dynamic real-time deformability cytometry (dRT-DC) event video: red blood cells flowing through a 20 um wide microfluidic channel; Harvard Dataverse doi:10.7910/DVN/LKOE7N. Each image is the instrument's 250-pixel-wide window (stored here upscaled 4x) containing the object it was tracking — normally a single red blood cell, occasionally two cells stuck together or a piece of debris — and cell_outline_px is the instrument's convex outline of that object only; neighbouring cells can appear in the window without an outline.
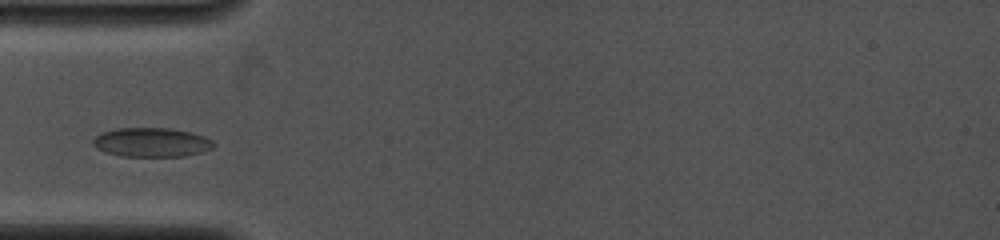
{"species": "common noctule bat (a hibernating species)", "species_latin": "Nyctalus noctula", "temperature_condition": "cold", "stored_images_in_passage": 6, "camera_frame_rate_fps": 4000, "um_per_image_px": 0.085, "animal": {"sex": "female", "body_mass_g": 19.0, "forearm_length_mm": 53.3}, "frame": {"image": 1, "passage_image": 4, "time_ms": 2.0, "image_size_px": [1000, 240], "cell_outline_px": [[216, 144], [212, 148], [204, 152], [184, 156], [120, 156], [104, 152], [96, 148], [92, 144], [92, 140], [100, 132], [116, 128], [172, 128], [192, 132], [204, 136], [212, 140]], "centroid_in_image_um": [12.88, 12.09], "position_along_channel_um": 72.1, "area_um2": 20.81}}
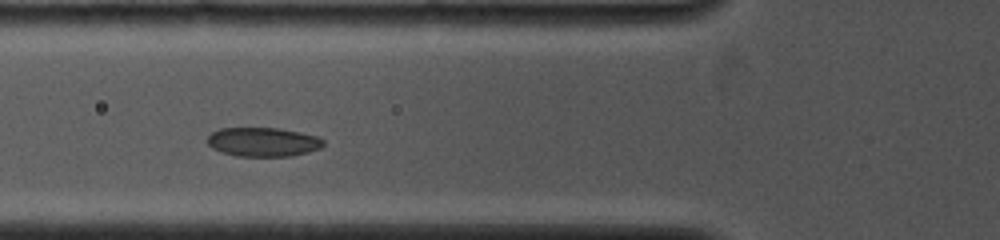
{"frame": {"image": 2, "passage_image": 5, "time_ms": 2.75, "image_size_px": [1000, 240], "cell_outline_px": [[324, 144], [320, 148], [308, 152], [292, 156], [236, 156], [220, 152], [212, 148], [208, 144], [208, 136], [212, 132], [220, 128], [280, 128], [300, 132], [316, 136], [324, 140]], "centroid_in_image_um": [22.35, 12.07], "position_along_channel_um": 103.4, "area_um2": 19.71}}
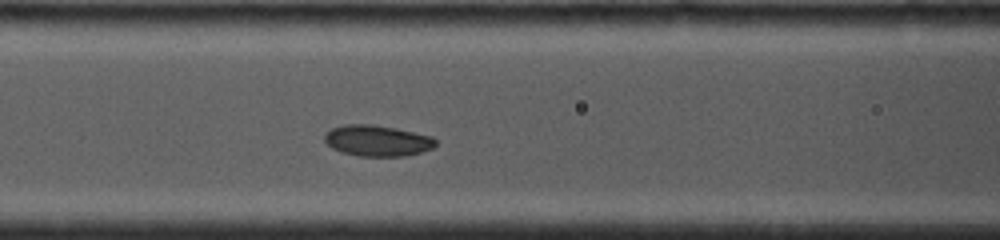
{"frame": {"image": 3, "passage_image": 6, "time_ms": 3.5, "image_size_px": [1000, 240], "cell_outline_px": [[436, 144], [432, 148], [420, 152], [404, 156], [360, 156], [340, 152], [332, 148], [324, 140], [324, 136], [332, 128], [344, 124], [372, 124], [396, 128], [432, 136], [436, 140]], "centroid_in_image_um": [32.06, 11.95], "position_along_channel_um": 134.5, "area_um2": 20.06}}